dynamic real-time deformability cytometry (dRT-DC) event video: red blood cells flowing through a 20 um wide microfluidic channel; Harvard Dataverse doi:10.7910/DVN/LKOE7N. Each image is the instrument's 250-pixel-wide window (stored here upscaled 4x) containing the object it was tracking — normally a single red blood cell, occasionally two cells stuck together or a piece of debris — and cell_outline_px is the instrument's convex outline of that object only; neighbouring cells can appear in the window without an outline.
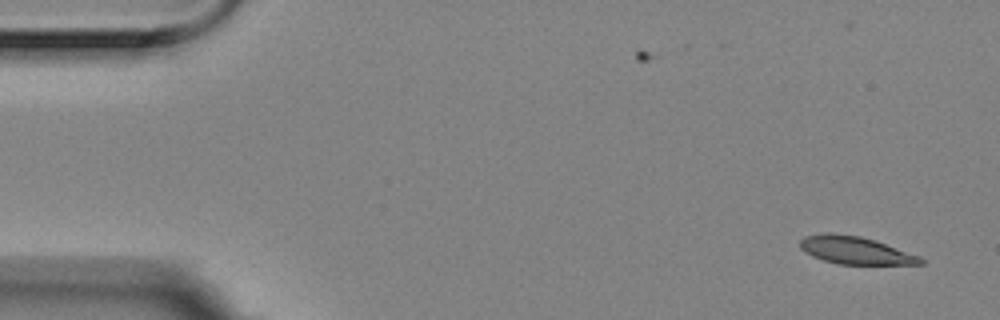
{"species": "Egyptian fruit bat (a non-hibernating species)", "species_latin": "Rousettus aegyptiacus", "temperature_condition": "room temperature", "stored_images_in_passage": 2, "camera_frame_rate_fps": 3000, "um_per_image_px": 0.085, "animal": {"sex": "female"}, "frame": {"image": 1, "passage_image": 2, "time_ms": 0.333, "image_size_px": [1000, 320], "cell_outline_px": [[924, 264], [840, 264], [824, 260], [812, 256], [804, 252], [800, 248], [800, 240], [804, 236], [824, 232], [832, 232], [860, 236], [920, 256], [924, 260]], "centroid_in_image_um": [72.64, 21.27], "position_along_channel_um": 12.4, "area_um2": 19.25}}